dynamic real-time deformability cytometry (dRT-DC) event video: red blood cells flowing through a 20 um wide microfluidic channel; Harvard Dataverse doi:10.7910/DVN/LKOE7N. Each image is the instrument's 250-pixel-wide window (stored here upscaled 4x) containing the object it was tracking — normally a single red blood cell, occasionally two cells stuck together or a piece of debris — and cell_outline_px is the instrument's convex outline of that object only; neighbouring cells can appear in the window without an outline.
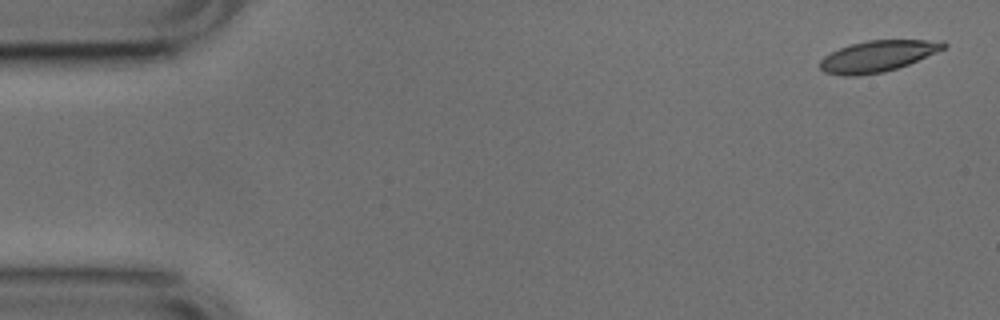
{"species": "common noctule bat (a hibernating species)", "species_latin": "Nyctalus noctula", "temperature_condition": "cold", "stored_images_in_passage": 5, "camera_frame_rate_fps": 3000, "um_per_image_px": 0.085, "animal": {"sex": "male", "body_mass_g": 17.9, "forearm_length_mm": 54.2}, "frame": {"image": 1, "passage_image": 1, "time_ms": 0.0, "image_size_px": [1000, 320], "cell_outline_px": [[948, 44], [944, 48], [936, 52], [908, 64], [884, 72], [856, 76], [844, 76], [824, 72], [820, 68], [820, 60], [824, 56], [840, 48], [852, 44], [868, 40], [944, 40]], "centroid_in_image_um": [74.59, 4.77], "position_along_channel_um": 10.4, "area_um2": 22.31}}
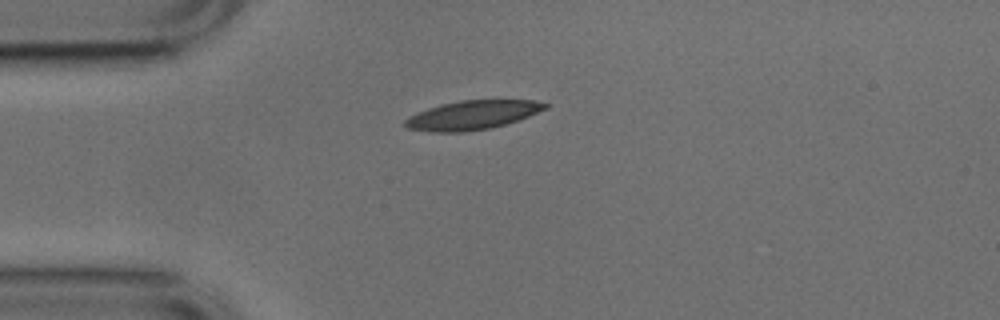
{"frame": {"image": 2, "passage_image": 4, "time_ms": 1.0, "image_size_px": [1000, 320], "cell_outline_px": [[552, 104], [548, 108], [528, 116], [492, 128], [464, 132], [428, 132], [408, 128], [404, 124], [404, 120], [408, 116], [428, 108], [440, 104], [460, 100], [532, 100]], "centroid_in_image_um": [40.14, 9.78], "position_along_channel_um": 44.9, "area_um2": 23.76}}
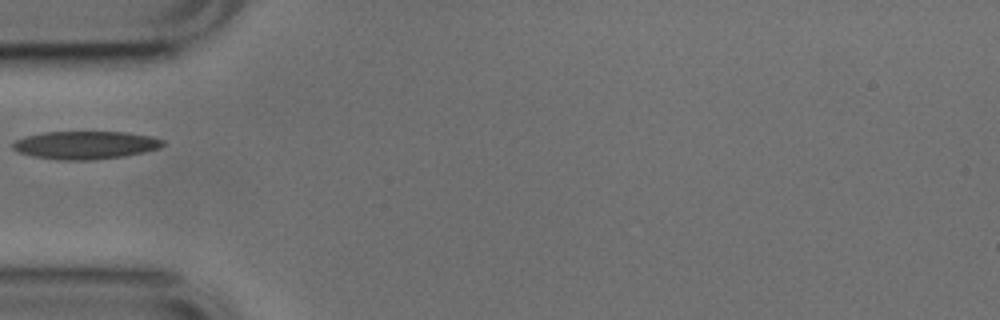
{"frame": {"image": 3, "passage_image": 5, "time_ms": 1.333, "image_size_px": [1000, 320], "cell_outline_px": [[164, 144], [160, 148], [144, 152], [124, 156], [92, 160], [56, 160], [32, 156], [20, 152], [12, 148], [12, 144], [16, 140], [24, 136], [44, 132], [124, 132], [152, 136], [164, 140]], "centroid_in_image_um": [7.26, 12.33], "position_along_channel_um": 77.7, "area_um2": 24.57}}